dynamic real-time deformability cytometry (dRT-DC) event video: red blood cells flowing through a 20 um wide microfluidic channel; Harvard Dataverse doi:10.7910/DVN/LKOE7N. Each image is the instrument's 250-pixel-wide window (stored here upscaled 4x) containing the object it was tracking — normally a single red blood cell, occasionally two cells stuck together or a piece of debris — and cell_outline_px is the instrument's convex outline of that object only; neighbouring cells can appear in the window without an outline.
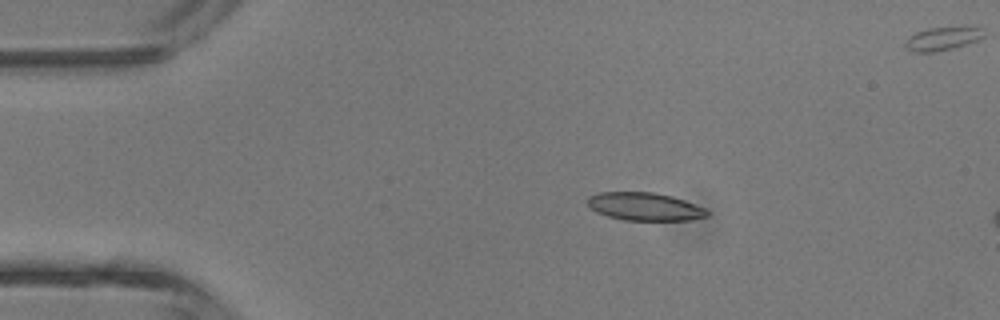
{"species": "common noctule bat (a hibernating species)", "species_latin": "Nyctalus noctula", "temperature_condition": "room temperature", "stored_images_in_passage": 4, "camera_frame_rate_fps": 3000, "um_per_image_px": 0.085, "animal": {"sex": "male", "body_mass_g": 13.3}, "frame": {"image": 1, "passage_image": 2, "time_ms": 1.0, "image_size_px": [1000, 320], "cell_outline_px": [[712, 212], [708, 216], [692, 220], [624, 220], [608, 216], [596, 212], [588, 208], [588, 196], [600, 192], [652, 192], [672, 196], [684, 200], [704, 208]], "centroid_in_image_um": [54.8, 17.56], "position_along_channel_um": 30.2, "area_um2": 19.59}}